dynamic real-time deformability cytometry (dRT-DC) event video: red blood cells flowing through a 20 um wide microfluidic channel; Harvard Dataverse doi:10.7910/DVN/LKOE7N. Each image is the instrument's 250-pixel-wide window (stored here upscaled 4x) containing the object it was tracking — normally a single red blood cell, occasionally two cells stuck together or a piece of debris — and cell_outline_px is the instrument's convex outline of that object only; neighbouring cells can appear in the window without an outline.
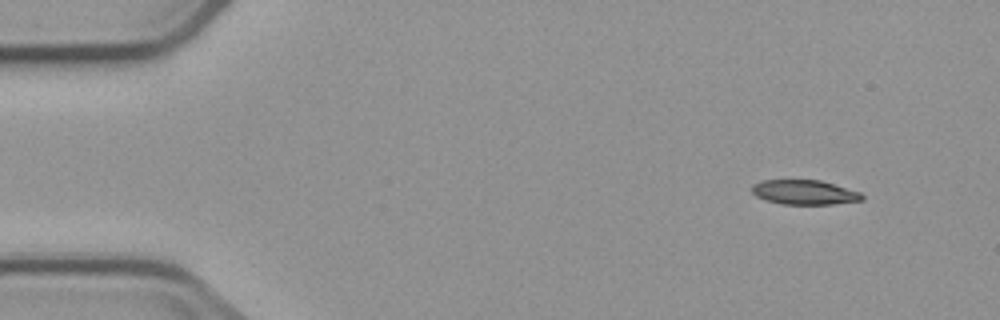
{"species": "common noctule bat (a hibernating species)", "species_latin": "Nyctalus noctula", "temperature_condition": "cold", "stored_images_in_passage": 4, "camera_frame_rate_fps": 3000, "um_per_image_px": 0.085, "animal": {"sex": "male", "body_mass_g": 23.1, "forearm_length_mm": 52.7}, "frame": {"image": 1, "passage_image": 1, "time_ms": 0.0, "image_size_px": [1000, 320], "cell_outline_px": [[864, 200], [832, 204], [780, 204], [764, 200], [756, 196], [752, 192], [752, 184], [760, 180], [820, 180], [860, 192], [864, 196]], "centroid_in_image_um": [68.35, 16.34], "position_along_channel_um": 16.7, "area_um2": 15.84}}
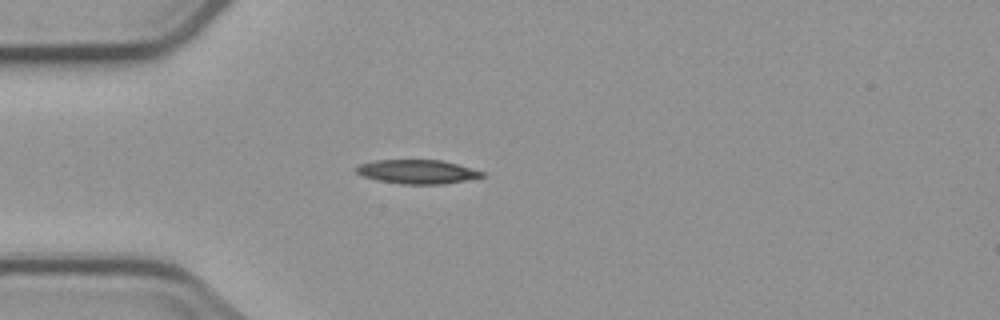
{"frame": {"image": 2, "passage_image": 3, "time_ms": 3.333, "image_size_px": [1000, 320], "cell_outline_px": [[484, 176], [444, 184], [400, 184], [380, 180], [364, 176], [356, 172], [356, 168], [360, 164], [372, 160], [440, 160], [456, 164], [484, 172]], "centroid_in_image_um": [35.45, 14.59], "position_along_channel_um": 49.6, "area_um2": 17.28}}